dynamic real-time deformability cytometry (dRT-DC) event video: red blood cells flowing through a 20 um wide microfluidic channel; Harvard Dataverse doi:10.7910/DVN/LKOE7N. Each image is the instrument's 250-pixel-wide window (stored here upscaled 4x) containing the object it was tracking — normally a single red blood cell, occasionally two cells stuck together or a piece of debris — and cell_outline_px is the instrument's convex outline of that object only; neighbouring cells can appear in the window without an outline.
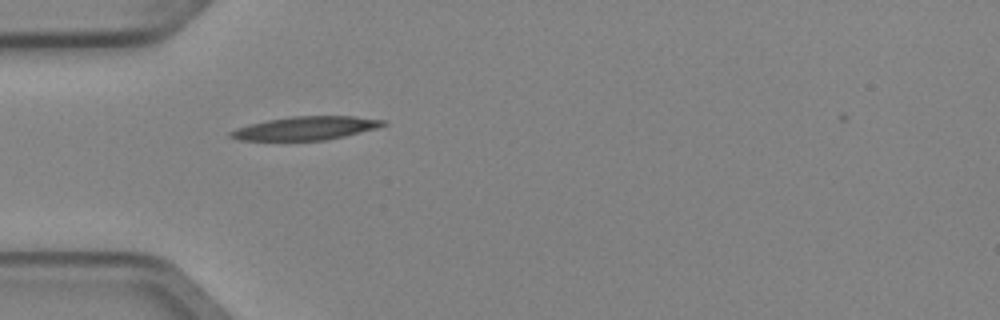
{"species": "Egyptian fruit bat (a non-hibernating species)", "species_latin": "Rousettus aegyptiacus", "temperature_condition": "cold", "stored_images_in_passage": 2, "camera_frame_rate_fps": 3000, "um_per_image_px": 0.085, "animal": {"sex": "female"}, "frame": {"image": 1, "passage_image": 2, "time_ms": 0.333, "image_size_px": [1000, 320], "cell_outline_px": [[388, 124], [376, 128], [344, 136], [324, 140], [240, 140], [228, 136], [228, 132], [236, 128], [248, 124], [268, 120], [292, 116], [356, 116], [384, 120]], "centroid_in_image_um": [25.97, 10.89], "position_along_channel_um": 59.0, "area_um2": 20.75}}